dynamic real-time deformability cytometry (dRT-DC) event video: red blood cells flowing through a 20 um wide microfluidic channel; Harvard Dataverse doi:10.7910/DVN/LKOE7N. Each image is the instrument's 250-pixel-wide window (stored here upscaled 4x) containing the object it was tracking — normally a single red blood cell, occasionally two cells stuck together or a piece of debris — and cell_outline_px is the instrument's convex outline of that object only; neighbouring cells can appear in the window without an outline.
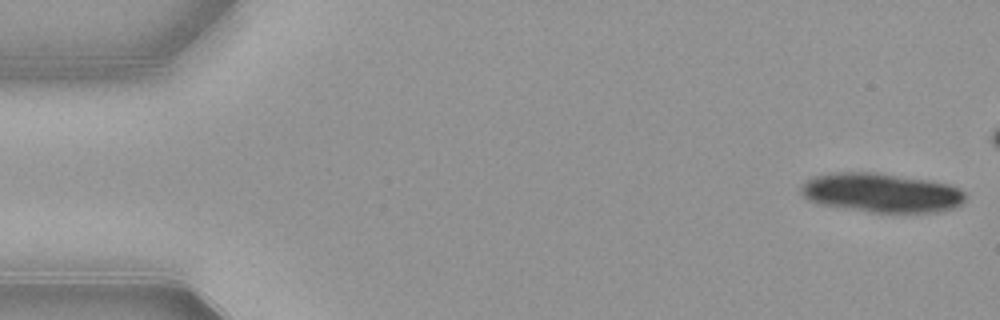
{"species": "common noctule bat (a hibernating species)", "species_latin": "Nyctalus noctula", "temperature_condition": "warm", "stored_images_in_passage": 14, "camera_frame_rate_fps": 3000, "um_per_image_px": 0.085, "animal": {"sex": "female", "body_mass_g": 21.9}, "frame": {"image": 1, "passage_image": 1, "time_ms": 0.0, "image_size_px": [1000, 320], "cell_outline_px": [[964, 200], [956, 208], [944, 212], [868, 212], [840, 208], [816, 204], [808, 200], [800, 192], [800, 184], [804, 180], [812, 176], [836, 172], [872, 172], [928, 180], [948, 184], [960, 188], [964, 192]], "centroid_in_image_um": [74.86, 16.39], "position_along_channel_um": 10.1, "area_um2": 38.03}}